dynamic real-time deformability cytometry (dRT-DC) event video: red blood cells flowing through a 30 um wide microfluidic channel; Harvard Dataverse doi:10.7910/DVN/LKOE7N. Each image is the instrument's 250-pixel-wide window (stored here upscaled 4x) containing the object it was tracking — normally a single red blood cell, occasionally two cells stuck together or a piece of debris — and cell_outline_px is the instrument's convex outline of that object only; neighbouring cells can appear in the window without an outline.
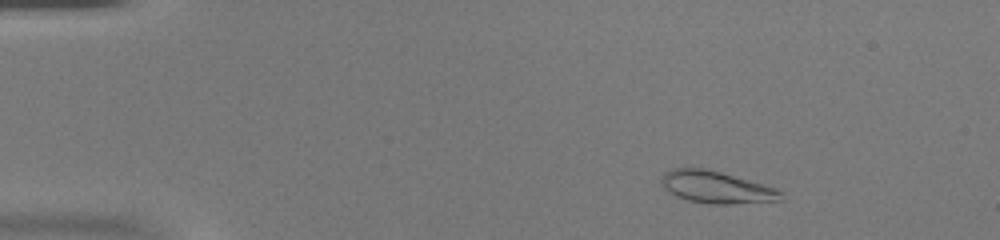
{"species": "common noctule bat (a hibernating species)", "species_latin": "Nyctalus noctula", "temperature_condition": "warm", "stored_images_in_passage": 48, "camera_frame_rate_fps": 3000, "um_per_image_px": 0.085, "animal": {"sex": "female", "body_mass_g": 20.0, "forearm_length_mm": 54.0}, "frame": {"image": 1, "passage_image": 3, "time_ms": 0.667, "image_size_px": [1000, 240], "cell_outline_px": [[784, 200], [728, 204], [712, 204], [688, 200], [676, 196], [668, 192], [660, 184], [660, 180], [664, 172], [672, 168], [704, 168], [720, 172], [776, 188], [784, 192]], "centroid_in_image_um": [60.88, 15.92], "position_along_channel_um": 24.1, "area_um2": 22.37}}
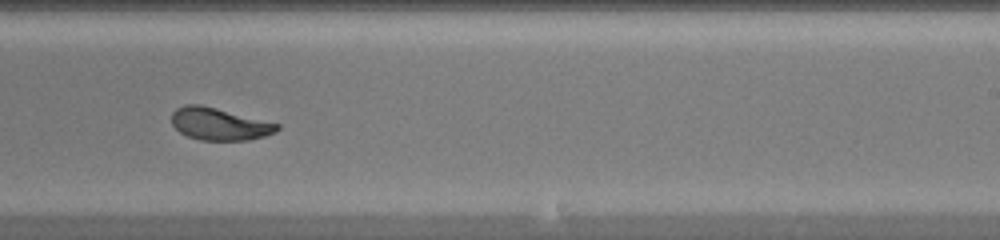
{"frame": {"image": 2, "passage_image": 29, "time_ms": 9.333, "image_size_px": [1000, 240], "cell_outline_px": [[280, 128], [276, 132], [264, 136], [248, 140], [200, 140], [188, 136], [180, 132], [172, 124], [172, 112], [176, 108], [184, 104], [200, 104], [280, 124]], "centroid_in_image_um": [18.64, 10.54], "position_along_channel_um": 270.4, "area_um2": 19.77}}
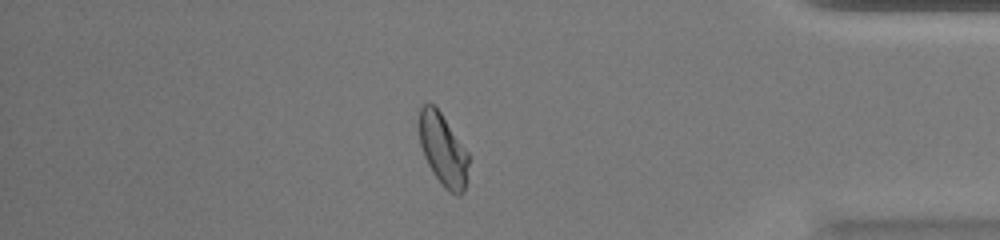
{"frame": {"image": 3, "passage_image": 41, "time_ms": 13.333, "image_size_px": [1000, 240], "cell_outline_px": [[468, 180], [464, 192], [460, 196], [456, 196], [448, 192], [444, 188], [428, 164], [424, 156], [420, 144], [420, 108], [424, 104], [432, 104], [440, 112], [468, 152]], "centroid_in_image_um": [37.69, 12.81], "position_along_channel_um": 397.5, "area_um2": 20.63}, "authors_computed_cell_mechanics": {"area_um2": 21.2126, "velocity_mm_per_s": 3.9072, "shape_relaxation_time_tau1_ms": 4.8299, "shape_relaxation_time_tau2_ms": 0.6114, "deformation_change_tau1": 0.2109, "deformation_change_tau2": 0.0636}}